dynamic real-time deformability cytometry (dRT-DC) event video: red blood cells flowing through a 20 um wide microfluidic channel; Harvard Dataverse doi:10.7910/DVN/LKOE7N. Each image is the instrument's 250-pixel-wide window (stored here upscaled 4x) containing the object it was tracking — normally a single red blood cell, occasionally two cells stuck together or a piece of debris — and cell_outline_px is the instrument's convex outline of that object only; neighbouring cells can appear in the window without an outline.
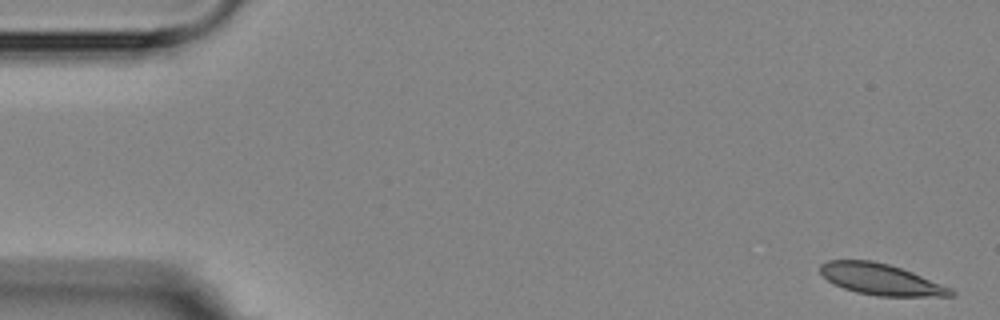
{"species": "Egyptian fruit bat (a non-hibernating species)", "species_latin": "Rousettus aegyptiacus", "temperature_condition": "room temperature", "stored_images_in_passage": 5, "camera_frame_rate_fps": 3000, "um_per_image_px": 0.085, "animal": {"sex": "female"}, "frame": {"image": 1, "passage_image": 1, "time_ms": 0.0, "image_size_px": [1000, 320], "cell_outline_px": [[956, 296], [876, 296], [856, 292], [844, 288], [828, 280], [820, 272], [820, 264], [828, 260], [872, 260], [888, 264], [912, 272], [952, 288], [956, 292]], "centroid_in_image_um": [74.9, 23.75], "position_along_channel_um": 10.1, "area_um2": 23.64}}
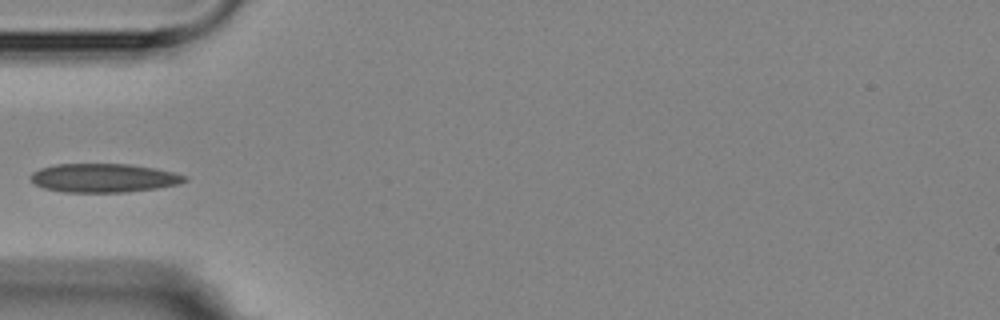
{"frame": {"image": 2, "passage_image": 5, "time_ms": 5.333, "image_size_px": [1000, 320], "cell_outline_px": [[188, 180], [180, 184], [156, 188], [128, 192], [64, 192], [44, 188], [28, 180], [28, 176], [32, 172], [40, 168], [56, 164], [128, 164], [156, 168], [188, 176]], "centroid_in_image_um": [8.8, 15.12], "position_along_channel_um": 76.2, "area_um2": 26.01}}